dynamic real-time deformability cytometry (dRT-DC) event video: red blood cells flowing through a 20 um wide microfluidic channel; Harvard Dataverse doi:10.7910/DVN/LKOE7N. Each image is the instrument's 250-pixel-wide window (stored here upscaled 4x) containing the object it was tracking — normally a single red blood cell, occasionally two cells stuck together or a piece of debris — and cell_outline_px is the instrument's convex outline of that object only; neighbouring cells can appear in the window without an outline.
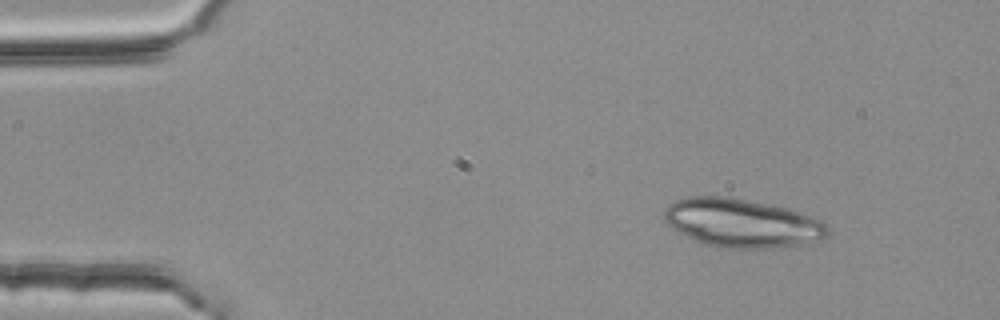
{"species": "common noctule bat (a hibernating species)", "species_latin": "Nyctalus noctula", "temperature_condition": "room temperature", "stored_images_in_passage": 2, "camera_frame_rate_fps": 3000, "um_per_image_px": 0.085, "animal": {"sex": "female", "body_mass_g": 25.1}, "frame": {"image": 1, "passage_image": 1, "time_ms": 0.0, "image_size_px": [1000, 320], "cell_outline_px": [[828, 232], [820, 240], [800, 244], [772, 248], [720, 248], [704, 244], [680, 232], [668, 224], [664, 220], [664, 212], [668, 204], [676, 200], [688, 196], [732, 196], [768, 204], [784, 208], [824, 220], [828, 224]], "centroid_in_image_um": [63.06, 18.95], "position_along_channel_um": 21.9, "area_um2": 46.18}}